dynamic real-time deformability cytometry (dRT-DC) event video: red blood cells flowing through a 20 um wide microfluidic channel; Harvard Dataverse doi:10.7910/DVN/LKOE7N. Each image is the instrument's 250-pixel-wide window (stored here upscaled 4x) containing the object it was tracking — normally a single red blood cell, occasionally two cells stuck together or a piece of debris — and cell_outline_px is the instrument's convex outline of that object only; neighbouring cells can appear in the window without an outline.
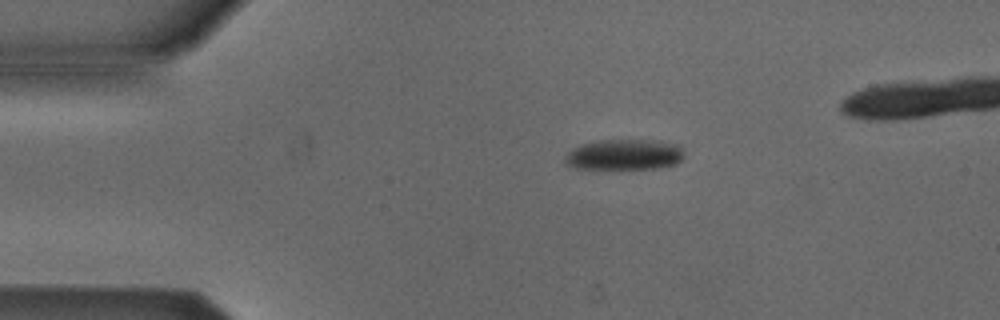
{"species": "Egyptian fruit bat (a non-hibernating species)", "species_latin": "Rousettus aegyptiacus", "temperature_condition": "cold", "stored_images_in_passage": 3, "camera_frame_rate_fps": 3000, "um_per_image_px": 0.085, "animal": {"sex": "male"}, "frame": {"image": 1, "passage_image": 1, "time_ms": 0.0, "image_size_px": [1000, 320], "cell_outline_px": [[684, 156], [676, 164], [656, 168], [576, 168], [568, 164], [564, 160], [564, 156], [572, 148], [580, 144], [600, 140], [660, 140], [676, 144], [684, 152]], "centroid_in_image_um": [53.07, 13.13], "position_along_channel_um": 31.9, "area_um2": 21.21}}